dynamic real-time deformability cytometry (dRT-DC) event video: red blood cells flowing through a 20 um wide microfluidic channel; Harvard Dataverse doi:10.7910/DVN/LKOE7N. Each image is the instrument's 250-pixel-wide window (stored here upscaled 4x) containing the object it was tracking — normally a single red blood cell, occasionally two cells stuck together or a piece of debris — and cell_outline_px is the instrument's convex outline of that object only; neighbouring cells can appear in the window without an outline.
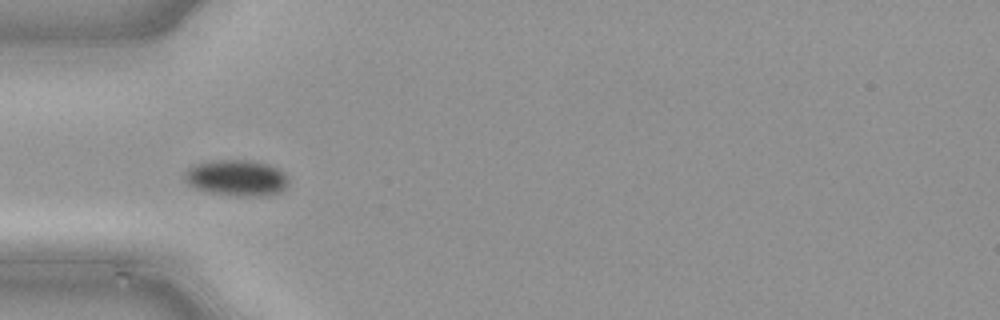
{"species": "common noctule bat (a hibernating species)", "species_latin": "Nyctalus noctula", "temperature_condition": "cold", "stored_images_in_passage": 7, "camera_frame_rate_fps": 3000, "um_per_image_px": 0.085, "animal": {"sex": "male", "body_mass_g": 21.5, "forearm_length_mm": 52.0}, "frame": {"image": 1, "passage_image": 4, "time_ms": 1.0, "image_size_px": [1000, 320], "cell_outline_px": [[288, 184], [280, 192], [248, 196], [236, 196], [208, 192], [196, 188], [188, 184], [184, 180], [184, 172], [188, 168], [196, 164], [212, 160], [252, 160], [268, 164], [284, 172], [288, 176]], "centroid_in_image_um": [20.09, 15.1], "position_along_channel_um": 64.9, "area_um2": 21.79}}